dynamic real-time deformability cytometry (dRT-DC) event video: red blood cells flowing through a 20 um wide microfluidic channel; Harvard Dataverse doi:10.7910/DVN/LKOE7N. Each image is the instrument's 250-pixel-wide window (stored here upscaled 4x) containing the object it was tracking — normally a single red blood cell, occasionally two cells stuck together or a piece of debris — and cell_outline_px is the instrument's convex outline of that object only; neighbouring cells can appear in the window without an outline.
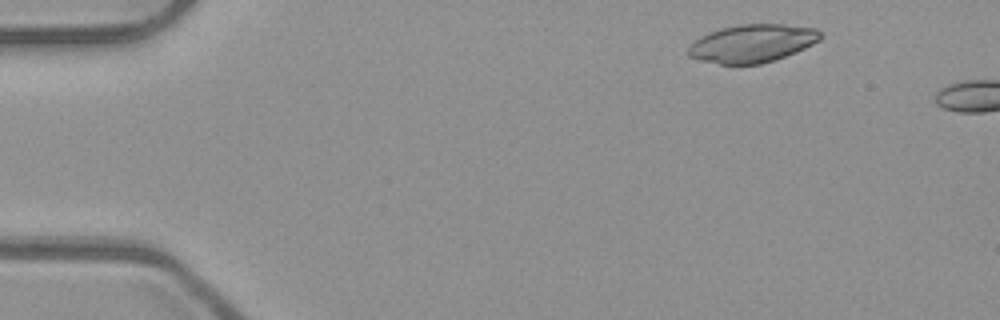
{"species": "common noctule bat (a hibernating species)", "species_latin": "Nyctalus noctula", "temperature_condition": "room temperature", "stored_images_in_passage": 4, "camera_frame_rate_fps": 3000, "um_per_image_px": 0.085, "animal": {"sex": "male", "body_mass_g": 23.1, "forearm_length_mm": 52.7}, "frame": {"image": 1, "passage_image": 1, "time_ms": 0.0, "image_size_px": [1000, 320], "cell_outline_px": [[820, 40], [796, 52], [776, 60], [760, 64], [720, 64], [700, 60], [688, 56], [688, 48], [700, 36], [708, 32], [720, 28], [740, 24], [784, 24], [816, 28], [820, 32]], "centroid_in_image_um": [63.94, 3.69], "position_along_channel_um": 21.1, "area_um2": 29.25}}